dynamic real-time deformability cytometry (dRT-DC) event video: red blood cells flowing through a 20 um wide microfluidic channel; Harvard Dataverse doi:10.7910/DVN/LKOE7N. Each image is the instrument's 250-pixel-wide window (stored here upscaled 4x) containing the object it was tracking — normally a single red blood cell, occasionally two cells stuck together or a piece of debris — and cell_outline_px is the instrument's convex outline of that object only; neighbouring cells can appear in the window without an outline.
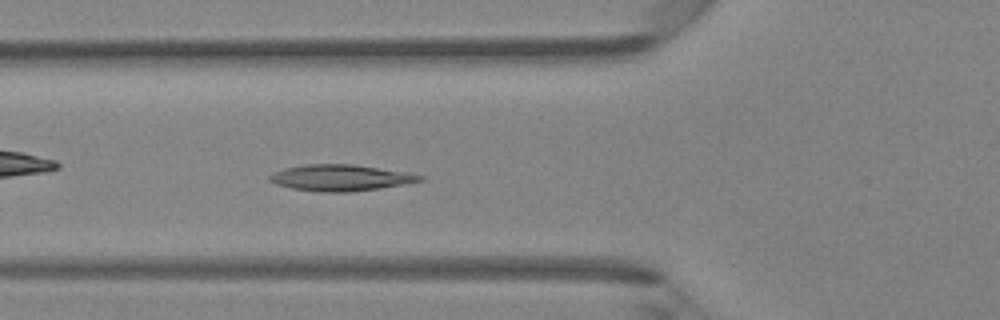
{"species": "Egyptian fruit bat (a non-hibernating species)", "species_latin": "Rousettus aegyptiacus", "temperature_condition": "room temperature", "stored_images_in_passage": 46, "camera_frame_rate_fps": 3000, "um_per_image_px": 0.085, "animal": {"sex": "female"}, "frame": {"image": 1, "passage_image": 16, "time_ms": 5.0, "image_size_px": [1000, 320], "cell_outline_px": [[424, 180], [380, 188], [348, 192], [320, 192], [292, 188], [276, 184], [268, 180], [268, 176], [272, 172], [284, 168], [304, 164], [352, 164], [412, 172], [424, 176]], "centroid_in_image_um": [28.95, 15.1], "position_along_channel_um": 96.9, "area_um2": 23.18}}
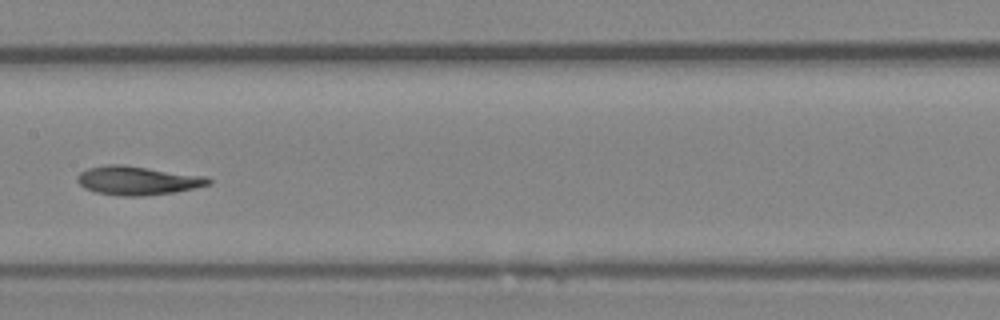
{"frame": {"image": 2, "passage_image": 23, "time_ms": 7.333, "image_size_px": [1000, 320], "cell_outline_px": [[212, 184], [196, 188], [176, 192], [144, 196], [120, 196], [96, 192], [84, 188], [76, 180], [76, 176], [80, 172], [88, 168], [108, 164], [124, 164], [204, 176], [212, 180]], "centroid_in_image_um": [11.69, 15.34], "position_along_channel_um": 195.7, "area_um2": 22.2}}
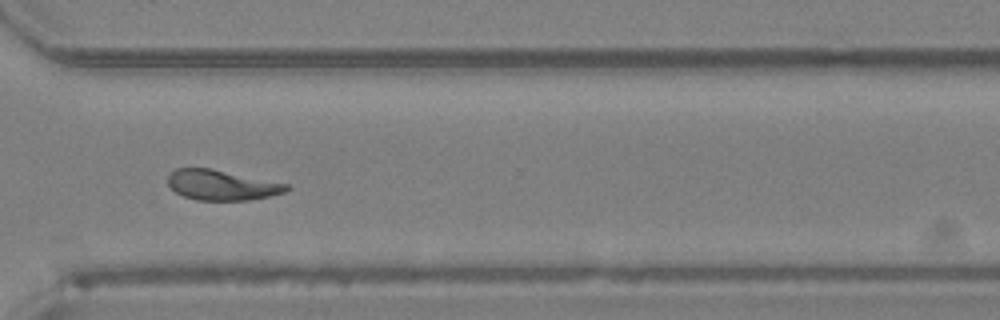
{"frame": {"image": 3, "passage_image": 34, "time_ms": 11.0, "image_size_px": [1000, 320], "cell_outline_px": [[292, 188], [284, 192], [268, 196], [248, 200], [196, 200], [184, 196], [176, 192], [168, 184], [168, 176], [176, 168], [208, 168], [288, 184]], "centroid_in_image_um": [18.84, 15.73], "position_along_channel_um": 351.8, "area_um2": 20.52}, "authors_computed_cell_mechanics": {"area_um2": 21.9351, "velocity_mm_per_s": 4.2527, "shape_relaxation_time_tau1_ms": null, "shape_relaxation_time_tau2_ms": 3.9311, "deformation_change_tau1": null, "deformation_change_tau2": 0.0927}}